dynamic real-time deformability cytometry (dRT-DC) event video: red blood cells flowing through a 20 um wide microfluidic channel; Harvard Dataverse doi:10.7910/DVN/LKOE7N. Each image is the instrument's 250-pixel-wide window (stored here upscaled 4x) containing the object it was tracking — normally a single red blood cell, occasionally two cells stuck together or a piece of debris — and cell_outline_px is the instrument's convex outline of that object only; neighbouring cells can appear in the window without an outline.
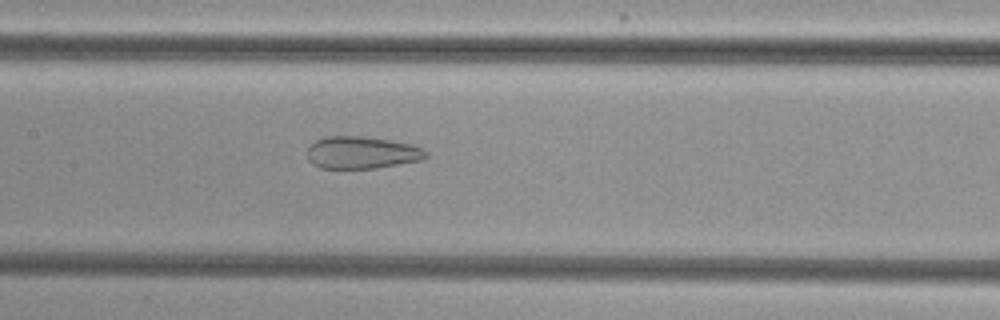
{"species": "common noctule bat (a hibernating species)", "species_latin": "Nyctalus noctula", "temperature_condition": "cold", "stored_images_in_passage": 36, "camera_frame_rate_fps": 3000, "um_per_image_px": 0.085, "animal": {"sex": "female", "body_mass_g": 29.2, "forearm_length_mm": 56.3}, "frame": {"image": 1, "passage_image": 15, "time_ms": 4.667, "image_size_px": [1000, 320], "cell_outline_px": [[428, 156], [420, 160], [376, 168], [320, 168], [312, 164], [308, 160], [308, 148], [316, 140], [328, 136], [360, 136], [392, 140], [412, 144], [424, 148], [428, 152]], "centroid_in_image_um": [30.77, 12.96], "position_along_channel_um": 176.6, "area_um2": 22.37}}
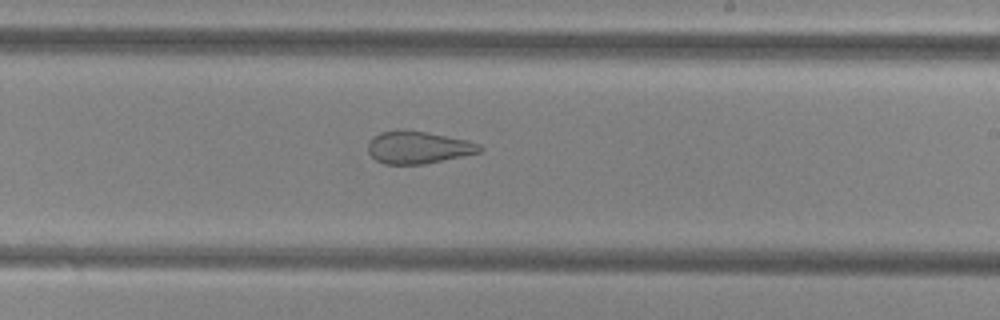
{"frame": {"image": 2, "passage_image": 21, "time_ms": 6.667, "image_size_px": [1000, 320], "cell_outline_px": [[484, 148], [480, 152], [424, 164], [384, 164], [376, 160], [368, 152], [368, 144], [372, 136], [380, 132], [396, 128], [424, 132], [468, 140], [480, 144]], "centroid_in_image_um": [35.51, 12.51], "position_along_channel_um": 253.5, "area_um2": 21.15}}
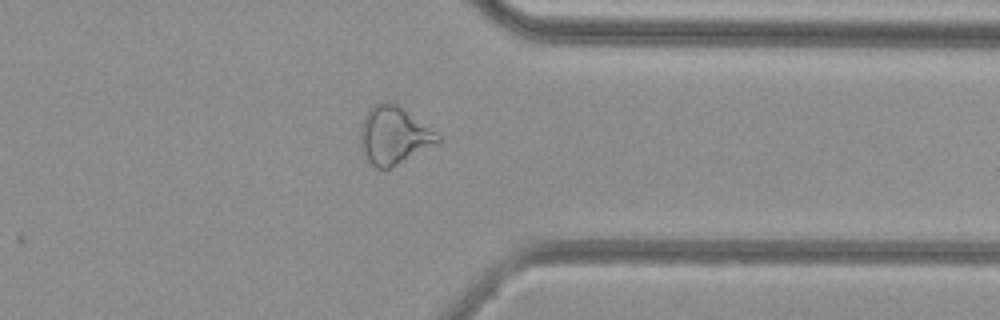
{"frame": {"image": 3, "passage_image": 31, "time_ms": 10.0, "image_size_px": [1000, 320], "cell_outline_px": [[440, 140], [436, 144], [388, 168], [376, 168], [368, 160], [360, 144], [360, 128], [364, 116], [372, 104], [384, 100], [388, 100], [396, 104], [440, 136]], "centroid_in_image_um": [33.41, 11.47], "position_along_channel_um": 378.0, "area_um2": 25.37}, "authors_computed_cell_mechanics": {"area_um2": 24.1026, "velocity_mm_per_s": 3.8471, "shape_relaxation_time_tau1_ms": null, "shape_relaxation_time_tau2_ms": 2.216, "deformation_change_tau1": null, "deformation_change_tau2": 0.1013}}